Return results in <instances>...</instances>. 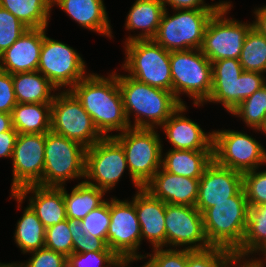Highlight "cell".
Returning <instances> with one entry per match:
<instances>
[{"instance_id":"c3c4849f","label":"cell","mask_w":266,"mask_h":267,"mask_svg":"<svg viewBox=\"0 0 266 267\" xmlns=\"http://www.w3.org/2000/svg\"><path fill=\"white\" fill-rule=\"evenodd\" d=\"M248 260V261H247ZM243 263V264H242ZM265 263L263 264V262L261 261V259L257 258L253 260V258L251 257V259H246V258H240L237 257V259L235 260L233 267H265L264 266Z\"/></svg>"},{"instance_id":"7bdbcfd3","label":"cell","mask_w":266,"mask_h":267,"mask_svg":"<svg viewBox=\"0 0 266 267\" xmlns=\"http://www.w3.org/2000/svg\"><path fill=\"white\" fill-rule=\"evenodd\" d=\"M16 104L12 74L0 69V112L11 114Z\"/></svg>"},{"instance_id":"d6a6232c","label":"cell","mask_w":266,"mask_h":267,"mask_svg":"<svg viewBox=\"0 0 266 267\" xmlns=\"http://www.w3.org/2000/svg\"><path fill=\"white\" fill-rule=\"evenodd\" d=\"M239 62L244 71L266 73V36L254 27L247 33Z\"/></svg>"},{"instance_id":"f907efd6","label":"cell","mask_w":266,"mask_h":267,"mask_svg":"<svg viewBox=\"0 0 266 267\" xmlns=\"http://www.w3.org/2000/svg\"><path fill=\"white\" fill-rule=\"evenodd\" d=\"M143 257H119L113 264V267H128L129 263L137 260H141ZM140 267H151V265L147 262L143 266Z\"/></svg>"},{"instance_id":"cb8c5ba5","label":"cell","mask_w":266,"mask_h":267,"mask_svg":"<svg viewBox=\"0 0 266 267\" xmlns=\"http://www.w3.org/2000/svg\"><path fill=\"white\" fill-rule=\"evenodd\" d=\"M81 27L112 38V29L103 0H52Z\"/></svg>"},{"instance_id":"4fadbf2b","label":"cell","mask_w":266,"mask_h":267,"mask_svg":"<svg viewBox=\"0 0 266 267\" xmlns=\"http://www.w3.org/2000/svg\"><path fill=\"white\" fill-rule=\"evenodd\" d=\"M80 54L58 40L46 36L43 28V44L37 71L43 74L57 89L66 86L70 90L85 78L86 65ZM69 86V89L67 87Z\"/></svg>"},{"instance_id":"3957f363","label":"cell","mask_w":266,"mask_h":267,"mask_svg":"<svg viewBox=\"0 0 266 267\" xmlns=\"http://www.w3.org/2000/svg\"><path fill=\"white\" fill-rule=\"evenodd\" d=\"M249 205L243 187L233 196L202 213L206 239L211 246L235 251L245 236Z\"/></svg>"},{"instance_id":"ac0fdd59","label":"cell","mask_w":266,"mask_h":267,"mask_svg":"<svg viewBox=\"0 0 266 267\" xmlns=\"http://www.w3.org/2000/svg\"><path fill=\"white\" fill-rule=\"evenodd\" d=\"M243 187V173L218 165L214 160L205 168L199 181L195 207L203 213L215 203L227 201Z\"/></svg>"},{"instance_id":"1f68e13d","label":"cell","mask_w":266,"mask_h":267,"mask_svg":"<svg viewBox=\"0 0 266 267\" xmlns=\"http://www.w3.org/2000/svg\"><path fill=\"white\" fill-rule=\"evenodd\" d=\"M258 252L266 253V208L249 207L245 236L235 253L249 258Z\"/></svg>"},{"instance_id":"f1b7e54d","label":"cell","mask_w":266,"mask_h":267,"mask_svg":"<svg viewBox=\"0 0 266 267\" xmlns=\"http://www.w3.org/2000/svg\"><path fill=\"white\" fill-rule=\"evenodd\" d=\"M12 125L18 133H47L51 128V103H17Z\"/></svg>"},{"instance_id":"d4e9b609","label":"cell","mask_w":266,"mask_h":267,"mask_svg":"<svg viewBox=\"0 0 266 267\" xmlns=\"http://www.w3.org/2000/svg\"><path fill=\"white\" fill-rule=\"evenodd\" d=\"M130 9L126 17V29L142 31L136 36L130 35L124 43L153 39L157 34L165 10L163 0H136Z\"/></svg>"},{"instance_id":"11a10c76","label":"cell","mask_w":266,"mask_h":267,"mask_svg":"<svg viewBox=\"0 0 266 267\" xmlns=\"http://www.w3.org/2000/svg\"><path fill=\"white\" fill-rule=\"evenodd\" d=\"M256 208H266V203L265 204H262V205H257L255 206Z\"/></svg>"},{"instance_id":"9f6ffc18","label":"cell","mask_w":266,"mask_h":267,"mask_svg":"<svg viewBox=\"0 0 266 267\" xmlns=\"http://www.w3.org/2000/svg\"><path fill=\"white\" fill-rule=\"evenodd\" d=\"M265 256V259L263 260H261L263 263L265 262L266 263V253H264V255L262 256V258Z\"/></svg>"},{"instance_id":"7dc6e473","label":"cell","mask_w":266,"mask_h":267,"mask_svg":"<svg viewBox=\"0 0 266 267\" xmlns=\"http://www.w3.org/2000/svg\"><path fill=\"white\" fill-rule=\"evenodd\" d=\"M254 14L256 20L252 21L253 27L266 36V5L256 8Z\"/></svg>"},{"instance_id":"e575fe53","label":"cell","mask_w":266,"mask_h":267,"mask_svg":"<svg viewBox=\"0 0 266 267\" xmlns=\"http://www.w3.org/2000/svg\"><path fill=\"white\" fill-rule=\"evenodd\" d=\"M237 257L235 251L217 246L204 250L187 249V267H232Z\"/></svg>"},{"instance_id":"83f0119b","label":"cell","mask_w":266,"mask_h":267,"mask_svg":"<svg viewBox=\"0 0 266 267\" xmlns=\"http://www.w3.org/2000/svg\"><path fill=\"white\" fill-rule=\"evenodd\" d=\"M60 188L63 190L66 217L69 220L81 221L87 214L106 201L103 200L105 191L89 185L83 180L72 188L70 194L67 193L65 186Z\"/></svg>"},{"instance_id":"2e32d148","label":"cell","mask_w":266,"mask_h":267,"mask_svg":"<svg viewBox=\"0 0 266 267\" xmlns=\"http://www.w3.org/2000/svg\"><path fill=\"white\" fill-rule=\"evenodd\" d=\"M112 199V200H111ZM132 201L110 198V225L107 247L118 257H144L137 250L141 243V228Z\"/></svg>"},{"instance_id":"74e56055","label":"cell","mask_w":266,"mask_h":267,"mask_svg":"<svg viewBox=\"0 0 266 267\" xmlns=\"http://www.w3.org/2000/svg\"><path fill=\"white\" fill-rule=\"evenodd\" d=\"M81 223L87 234L102 238L107 243V233L110 225V201L106 200L101 206L87 214Z\"/></svg>"},{"instance_id":"f5cc1de1","label":"cell","mask_w":266,"mask_h":267,"mask_svg":"<svg viewBox=\"0 0 266 267\" xmlns=\"http://www.w3.org/2000/svg\"><path fill=\"white\" fill-rule=\"evenodd\" d=\"M0 267H14L13 265H5V263L0 262Z\"/></svg>"},{"instance_id":"7402d4cb","label":"cell","mask_w":266,"mask_h":267,"mask_svg":"<svg viewBox=\"0 0 266 267\" xmlns=\"http://www.w3.org/2000/svg\"><path fill=\"white\" fill-rule=\"evenodd\" d=\"M43 28H28L0 55V69L9 74L37 71Z\"/></svg>"},{"instance_id":"4316f807","label":"cell","mask_w":266,"mask_h":267,"mask_svg":"<svg viewBox=\"0 0 266 267\" xmlns=\"http://www.w3.org/2000/svg\"><path fill=\"white\" fill-rule=\"evenodd\" d=\"M17 103H52L58 90L38 71L16 73L12 75Z\"/></svg>"},{"instance_id":"db71d44e","label":"cell","mask_w":266,"mask_h":267,"mask_svg":"<svg viewBox=\"0 0 266 267\" xmlns=\"http://www.w3.org/2000/svg\"><path fill=\"white\" fill-rule=\"evenodd\" d=\"M260 131L263 132L264 134H266V122L264 124V127Z\"/></svg>"},{"instance_id":"8d00e7d4","label":"cell","mask_w":266,"mask_h":267,"mask_svg":"<svg viewBox=\"0 0 266 267\" xmlns=\"http://www.w3.org/2000/svg\"><path fill=\"white\" fill-rule=\"evenodd\" d=\"M257 170L243 173V189L249 207L266 203V170Z\"/></svg>"},{"instance_id":"44dd1931","label":"cell","mask_w":266,"mask_h":267,"mask_svg":"<svg viewBox=\"0 0 266 267\" xmlns=\"http://www.w3.org/2000/svg\"><path fill=\"white\" fill-rule=\"evenodd\" d=\"M199 181L169 173L161 167L143 188L166 204L195 206Z\"/></svg>"},{"instance_id":"5b68a950","label":"cell","mask_w":266,"mask_h":267,"mask_svg":"<svg viewBox=\"0 0 266 267\" xmlns=\"http://www.w3.org/2000/svg\"><path fill=\"white\" fill-rule=\"evenodd\" d=\"M156 129L129 128L112 135L123 147L131 180L143 188L161 168L162 144Z\"/></svg>"},{"instance_id":"52a82bcc","label":"cell","mask_w":266,"mask_h":267,"mask_svg":"<svg viewBox=\"0 0 266 267\" xmlns=\"http://www.w3.org/2000/svg\"><path fill=\"white\" fill-rule=\"evenodd\" d=\"M123 69L131 78L172 92L170 51L153 39L133 40L125 43Z\"/></svg>"},{"instance_id":"f6af8a7d","label":"cell","mask_w":266,"mask_h":267,"mask_svg":"<svg viewBox=\"0 0 266 267\" xmlns=\"http://www.w3.org/2000/svg\"><path fill=\"white\" fill-rule=\"evenodd\" d=\"M163 2L165 8L170 5L174 10L219 9L223 5L221 1L208 5L204 0H163Z\"/></svg>"},{"instance_id":"7a4b0ae2","label":"cell","mask_w":266,"mask_h":267,"mask_svg":"<svg viewBox=\"0 0 266 267\" xmlns=\"http://www.w3.org/2000/svg\"><path fill=\"white\" fill-rule=\"evenodd\" d=\"M124 110L131 128L155 129L162 126L181 105L171 91L141 83L117 73ZM135 114L134 125L130 115Z\"/></svg>"},{"instance_id":"8992f818","label":"cell","mask_w":266,"mask_h":267,"mask_svg":"<svg viewBox=\"0 0 266 267\" xmlns=\"http://www.w3.org/2000/svg\"><path fill=\"white\" fill-rule=\"evenodd\" d=\"M266 84L264 74L244 71L237 59L212 62V91L204 102L223 104L231 113L244 99Z\"/></svg>"},{"instance_id":"bcb514c9","label":"cell","mask_w":266,"mask_h":267,"mask_svg":"<svg viewBox=\"0 0 266 267\" xmlns=\"http://www.w3.org/2000/svg\"><path fill=\"white\" fill-rule=\"evenodd\" d=\"M17 136L18 132L14 127L11 130L0 133V157L12 158Z\"/></svg>"},{"instance_id":"681fc988","label":"cell","mask_w":266,"mask_h":267,"mask_svg":"<svg viewBox=\"0 0 266 267\" xmlns=\"http://www.w3.org/2000/svg\"><path fill=\"white\" fill-rule=\"evenodd\" d=\"M68 227L71 231L72 237H80L82 235H86V230L83 227L81 221L68 219Z\"/></svg>"},{"instance_id":"60d3db41","label":"cell","mask_w":266,"mask_h":267,"mask_svg":"<svg viewBox=\"0 0 266 267\" xmlns=\"http://www.w3.org/2000/svg\"><path fill=\"white\" fill-rule=\"evenodd\" d=\"M147 257L151 267H187V249L184 248H153V253L143 258Z\"/></svg>"},{"instance_id":"ee69618b","label":"cell","mask_w":266,"mask_h":267,"mask_svg":"<svg viewBox=\"0 0 266 267\" xmlns=\"http://www.w3.org/2000/svg\"><path fill=\"white\" fill-rule=\"evenodd\" d=\"M73 253H87L95 251H112L107 247L106 242L102 238H98L92 234L82 235L80 237H72Z\"/></svg>"},{"instance_id":"30bf717a","label":"cell","mask_w":266,"mask_h":267,"mask_svg":"<svg viewBox=\"0 0 266 267\" xmlns=\"http://www.w3.org/2000/svg\"><path fill=\"white\" fill-rule=\"evenodd\" d=\"M222 3L206 25L200 49L211 62L227 58L239 60L247 33L253 27V23L226 18L231 3Z\"/></svg>"},{"instance_id":"484cf974","label":"cell","mask_w":266,"mask_h":267,"mask_svg":"<svg viewBox=\"0 0 266 267\" xmlns=\"http://www.w3.org/2000/svg\"><path fill=\"white\" fill-rule=\"evenodd\" d=\"M161 160V167L172 174L200 179L205 168L213 161V150L169 149Z\"/></svg>"},{"instance_id":"277c9868","label":"cell","mask_w":266,"mask_h":267,"mask_svg":"<svg viewBox=\"0 0 266 267\" xmlns=\"http://www.w3.org/2000/svg\"><path fill=\"white\" fill-rule=\"evenodd\" d=\"M172 93L181 103V93L203 106L212 91V62L200 49L170 51Z\"/></svg>"},{"instance_id":"f546056e","label":"cell","mask_w":266,"mask_h":267,"mask_svg":"<svg viewBox=\"0 0 266 267\" xmlns=\"http://www.w3.org/2000/svg\"><path fill=\"white\" fill-rule=\"evenodd\" d=\"M0 7L12 13L27 28H47L52 0H0Z\"/></svg>"},{"instance_id":"6da1fadb","label":"cell","mask_w":266,"mask_h":267,"mask_svg":"<svg viewBox=\"0 0 266 267\" xmlns=\"http://www.w3.org/2000/svg\"><path fill=\"white\" fill-rule=\"evenodd\" d=\"M69 91L92 117L103 137H112L111 131L124 132L131 128L124 110L117 72L108 77L88 73Z\"/></svg>"},{"instance_id":"8fae6325","label":"cell","mask_w":266,"mask_h":267,"mask_svg":"<svg viewBox=\"0 0 266 267\" xmlns=\"http://www.w3.org/2000/svg\"><path fill=\"white\" fill-rule=\"evenodd\" d=\"M50 131L76 141L85 148L103 138L92 117L69 90L55 93L51 103Z\"/></svg>"},{"instance_id":"ba28073f","label":"cell","mask_w":266,"mask_h":267,"mask_svg":"<svg viewBox=\"0 0 266 267\" xmlns=\"http://www.w3.org/2000/svg\"><path fill=\"white\" fill-rule=\"evenodd\" d=\"M86 149L64 136L51 131L45 133L42 186L61 187L67 180L85 179Z\"/></svg>"},{"instance_id":"816d5d0a","label":"cell","mask_w":266,"mask_h":267,"mask_svg":"<svg viewBox=\"0 0 266 267\" xmlns=\"http://www.w3.org/2000/svg\"><path fill=\"white\" fill-rule=\"evenodd\" d=\"M12 128V115L0 112V133L11 130Z\"/></svg>"},{"instance_id":"e0dca14e","label":"cell","mask_w":266,"mask_h":267,"mask_svg":"<svg viewBox=\"0 0 266 267\" xmlns=\"http://www.w3.org/2000/svg\"><path fill=\"white\" fill-rule=\"evenodd\" d=\"M165 223L166 247L185 246L184 249L191 251L211 247L204 232L202 213L195 206L166 204Z\"/></svg>"},{"instance_id":"d590c367","label":"cell","mask_w":266,"mask_h":267,"mask_svg":"<svg viewBox=\"0 0 266 267\" xmlns=\"http://www.w3.org/2000/svg\"><path fill=\"white\" fill-rule=\"evenodd\" d=\"M45 248L62 253L66 257L73 253L72 234L68 227V219L46 229Z\"/></svg>"},{"instance_id":"836d02e7","label":"cell","mask_w":266,"mask_h":267,"mask_svg":"<svg viewBox=\"0 0 266 267\" xmlns=\"http://www.w3.org/2000/svg\"><path fill=\"white\" fill-rule=\"evenodd\" d=\"M231 114L241 117L256 132L260 131L266 122V84L244 99Z\"/></svg>"},{"instance_id":"4dcf8cb0","label":"cell","mask_w":266,"mask_h":267,"mask_svg":"<svg viewBox=\"0 0 266 267\" xmlns=\"http://www.w3.org/2000/svg\"><path fill=\"white\" fill-rule=\"evenodd\" d=\"M46 228L28 205L18 220L14 240L23 254L45 247Z\"/></svg>"},{"instance_id":"ffe728a7","label":"cell","mask_w":266,"mask_h":267,"mask_svg":"<svg viewBox=\"0 0 266 267\" xmlns=\"http://www.w3.org/2000/svg\"><path fill=\"white\" fill-rule=\"evenodd\" d=\"M185 104H181L161 126L172 149L213 150V132L205 133L197 123L181 114L187 111Z\"/></svg>"},{"instance_id":"7c38bea8","label":"cell","mask_w":266,"mask_h":267,"mask_svg":"<svg viewBox=\"0 0 266 267\" xmlns=\"http://www.w3.org/2000/svg\"><path fill=\"white\" fill-rule=\"evenodd\" d=\"M213 160L245 173L266 164V149L255 138L234 130L213 131Z\"/></svg>"},{"instance_id":"9a60e30c","label":"cell","mask_w":266,"mask_h":267,"mask_svg":"<svg viewBox=\"0 0 266 267\" xmlns=\"http://www.w3.org/2000/svg\"><path fill=\"white\" fill-rule=\"evenodd\" d=\"M45 133H18L12 153L11 193L29 185L42 186Z\"/></svg>"},{"instance_id":"603a6c76","label":"cell","mask_w":266,"mask_h":267,"mask_svg":"<svg viewBox=\"0 0 266 267\" xmlns=\"http://www.w3.org/2000/svg\"><path fill=\"white\" fill-rule=\"evenodd\" d=\"M134 206L141 228V241L147 239L153 248L166 246V203L140 188L134 196Z\"/></svg>"},{"instance_id":"d6986e66","label":"cell","mask_w":266,"mask_h":267,"mask_svg":"<svg viewBox=\"0 0 266 267\" xmlns=\"http://www.w3.org/2000/svg\"><path fill=\"white\" fill-rule=\"evenodd\" d=\"M29 193L33 195L30 196L28 205L46 229L67 219L63 190L60 187L29 185L20 188L16 193H11L10 198H14L21 209L20 205Z\"/></svg>"},{"instance_id":"5bb4252c","label":"cell","mask_w":266,"mask_h":267,"mask_svg":"<svg viewBox=\"0 0 266 267\" xmlns=\"http://www.w3.org/2000/svg\"><path fill=\"white\" fill-rule=\"evenodd\" d=\"M126 168L124 149L114 137H103L86 149L85 182L89 185L108 192Z\"/></svg>"},{"instance_id":"ab89813d","label":"cell","mask_w":266,"mask_h":267,"mask_svg":"<svg viewBox=\"0 0 266 267\" xmlns=\"http://www.w3.org/2000/svg\"><path fill=\"white\" fill-rule=\"evenodd\" d=\"M119 257L113 251L72 253L67 257L69 267H113ZM105 264V265H104Z\"/></svg>"},{"instance_id":"b9f144b4","label":"cell","mask_w":266,"mask_h":267,"mask_svg":"<svg viewBox=\"0 0 266 267\" xmlns=\"http://www.w3.org/2000/svg\"><path fill=\"white\" fill-rule=\"evenodd\" d=\"M32 253V257L25 263H6L5 265H13L14 267H66L67 257L59 252L42 248Z\"/></svg>"},{"instance_id":"9c48e42d","label":"cell","mask_w":266,"mask_h":267,"mask_svg":"<svg viewBox=\"0 0 266 267\" xmlns=\"http://www.w3.org/2000/svg\"><path fill=\"white\" fill-rule=\"evenodd\" d=\"M217 10H175L169 16L165 8L153 40L168 51L201 49L206 25Z\"/></svg>"},{"instance_id":"f35d334b","label":"cell","mask_w":266,"mask_h":267,"mask_svg":"<svg viewBox=\"0 0 266 267\" xmlns=\"http://www.w3.org/2000/svg\"><path fill=\"white\" fill-rule=\"evenodd\" d=\"M27 29L12 13L0 7V55L11 47Z\"/></svg>"}]
</instances>
